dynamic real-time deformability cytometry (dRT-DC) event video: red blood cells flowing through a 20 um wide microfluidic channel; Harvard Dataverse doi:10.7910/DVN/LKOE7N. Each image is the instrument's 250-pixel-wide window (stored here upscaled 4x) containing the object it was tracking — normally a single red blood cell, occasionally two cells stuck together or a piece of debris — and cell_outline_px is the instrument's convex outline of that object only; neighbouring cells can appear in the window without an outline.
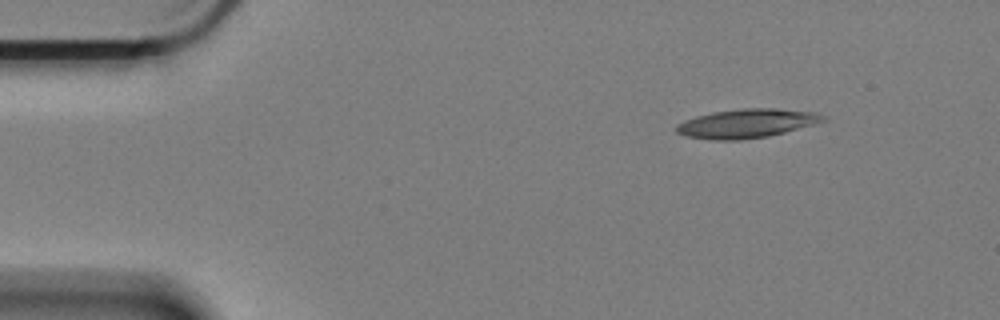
{"species": "Egyptian fruit bat (a non-hibernating species)", "species_latin": "Rousettus aegyptiacus", "temperature_condition": "cold", "stored_images_in_passage": 8, "camera_frame_rate_fps": 3000, "um_per_image_px": 0.085, "animal": {"sex": "female"}, "frame": {"image": 1, "passage_image": 1, "time_ms": 0.0, "image_size_px": [1000, 320], "cell_outline_px": [[828, 120], [784, 132], [768, 136], [740, 140], [708, 140], [688, 136], [676, 132], [676, 124], [684, 120], [696, 116], [712, 112], [740, 108], [776, 108], [816, 112], [828, 116]], "centroid_in_image_um": [63.48, 10.48], "position_along_channel_um": 21.5, "area_um2": 24.91}}